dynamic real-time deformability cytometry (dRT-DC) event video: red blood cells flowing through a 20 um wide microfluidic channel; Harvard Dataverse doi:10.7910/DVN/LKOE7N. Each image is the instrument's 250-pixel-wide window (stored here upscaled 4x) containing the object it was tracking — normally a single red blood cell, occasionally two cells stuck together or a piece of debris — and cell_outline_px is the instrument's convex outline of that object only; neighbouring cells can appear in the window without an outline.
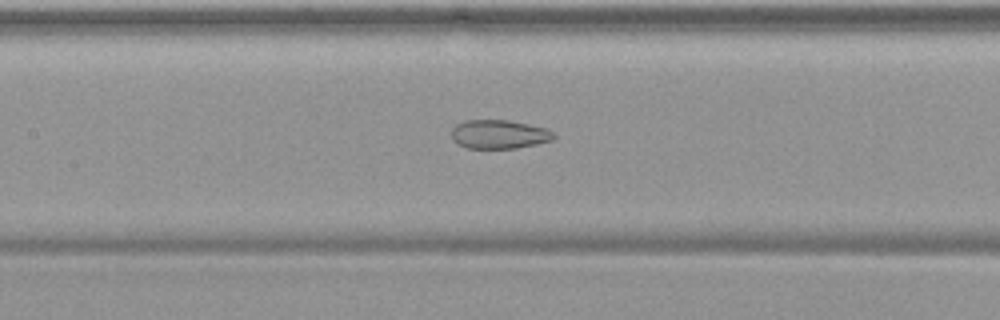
{"species": "common noctule bat (a hibernating species)", "species_latin": "Nyctalus noctula", "temperature_condition": "warm", "stored_images_in_passage": 44, "camera_frame_rate_fps": 3000, "um_per_image_px": 0.085, "animal": {"sex": "female", "body_mass_g": 19.9}, "frame": {"image": 1, "passage_image": 15, "time_ms": 4.667, "image_size_px": [1000, 320], "cell_outline_px": [[556, 136], [552, 140], [536, 144], [516, 148], [468, 148], [456, 144], [452, 140], [452, 128], [456, 124], [464, 120], [508, 120], [528, 124], [544, 128], [552, 132]], "centroid_in_image_um": [42.38, 11.41], "position_along_channel_um": 165.0, "area_um2": 17.17}}
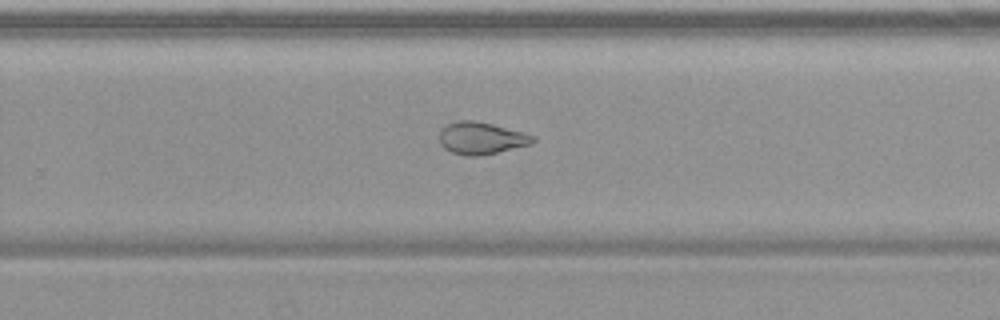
{"frame": {"image": 2, "passage_image": 25, "time_ms": 8.0, "image_size_px": [1000, 320], "cell_outline_px": [[536, 140], [532, 144], [480, 156], [468, 156], [452, 152], [444, 148], [440, 144], [440, 132], [448, 124], [456, 120], [472, 120], [492, 124], [524, 132], [536, 136]], "centroid_in_image_um": [40.94, 11.74], "position_along_channel_um": 288.9, "area_um2": 17.51}}
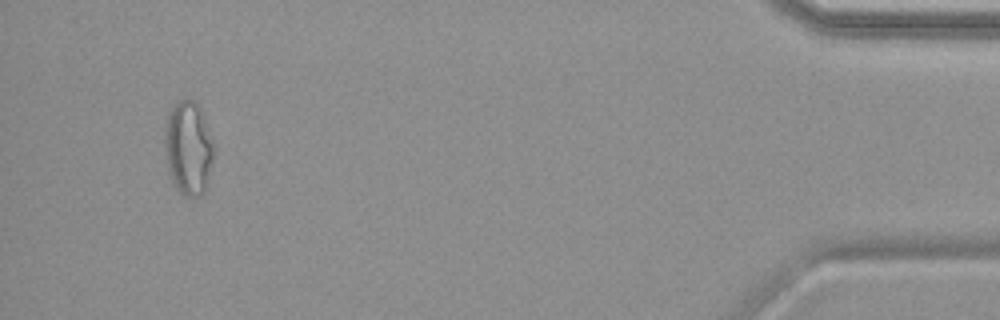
{"frame": {"image": 3, "passage_image": 41, "time_ms": 13.333, "image_size_px": [1000, 320], "cell_outline_px": [[212, 160], [208, 180], [204, 192], [200, 196], [184, 196], [176, 188], [168, 172], [164, 148], [164, 128], [168, 112], [180, 100], [196, 100], [204, 116], [212, 140]], "centroid_in_image_um": [15.98, 12.58], "position_along_channel_um": 419.2, "area_um2": 26.82}, "authors_computed_cell_mechanics": {"area_um2": 20.9236, "velocity_mm_per_s": 3.7418, "shape_relaxation_time_tau1_ms": null, "shape_relaxation_time_tau2_ms": 1.8115, "deformation_change_tau1": null, "deformation_change_tau2": 0.0856}}